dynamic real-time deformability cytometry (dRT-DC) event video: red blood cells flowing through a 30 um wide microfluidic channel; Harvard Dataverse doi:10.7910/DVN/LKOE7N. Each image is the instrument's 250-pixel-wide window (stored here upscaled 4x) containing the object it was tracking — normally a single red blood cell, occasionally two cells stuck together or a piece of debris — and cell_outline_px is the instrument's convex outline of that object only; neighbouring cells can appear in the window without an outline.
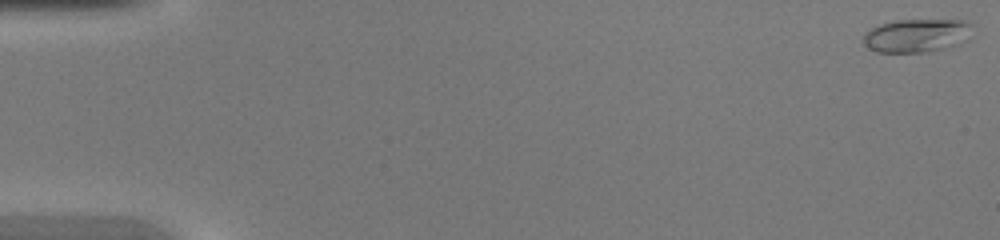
{"species": "common noctule bat (a hibernating species)", "species_latin": "Nyctalus noctula", "temperature_condition": "warm", "stored_images_in_passage": 46, "camera_frame_rate_fps": 3000, "um_per_image_px": 0.085, "animal": {"sex": "female", "body_mass_g": 20.0, "forearm_length_mm": 54.0}, "frame": {"image": 1, "passage_image": 1, "time_ms": 0.0, "image_size_px": [1000, 240], "cell_outline_px": [[972, 24], [968, 40], [956, 44], [924, 52], [876, 52], [868, 48], [864, 44], [864, 36], [872, 28], [880, 24], [896, 20], [964, 20]], "centroid_in_image_um": [77.92, 3.01], "position_along_channel_um": 7.1, "area_um2": 20.92}}
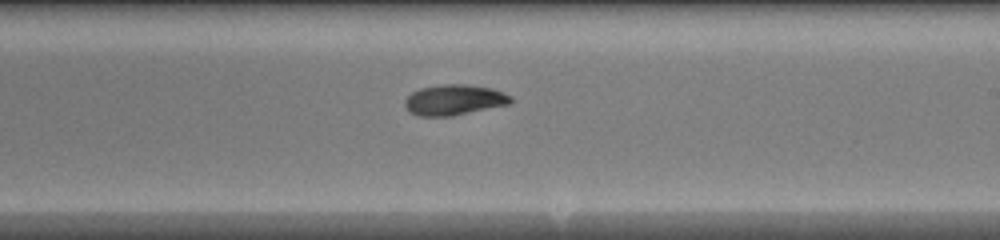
{"frame": {"image": 2, "passage_image": 28, "time_ms": 9.0, "image_size_px": [1000, 240], "cell_outline_px": [[512, 100], [508, 104], [452, 116], [420, 116], [408, 112], [404, 104], [404, 100], [412, 92], [420, 88], [444, 84], [464, 84], [492, 88], [512, 96]], "centroid_in_image_um": [38.57, 8.49], "position_along_channel_um": 250.4, "area_um2": 18.79}}
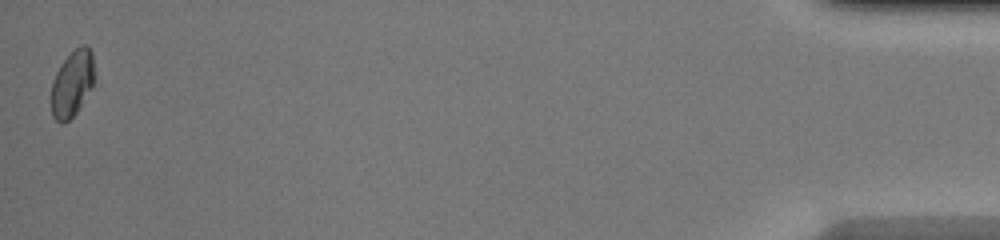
{"frame": {"image": 3, "passage_image": 46, "time_ms": 15.0, "image_size_px": [1000, 240], "cell_outline_px": [[100, 84], [80, 108], [64, 124], [60, 124], [52, 116], [52, 80], [60, 64], [80, 44], [88, 44], [92, 52]], "centroid_in_image_um": [6.27, 7.08], "position_along_channel_um": 428.9, "area_um2": 17.98}}